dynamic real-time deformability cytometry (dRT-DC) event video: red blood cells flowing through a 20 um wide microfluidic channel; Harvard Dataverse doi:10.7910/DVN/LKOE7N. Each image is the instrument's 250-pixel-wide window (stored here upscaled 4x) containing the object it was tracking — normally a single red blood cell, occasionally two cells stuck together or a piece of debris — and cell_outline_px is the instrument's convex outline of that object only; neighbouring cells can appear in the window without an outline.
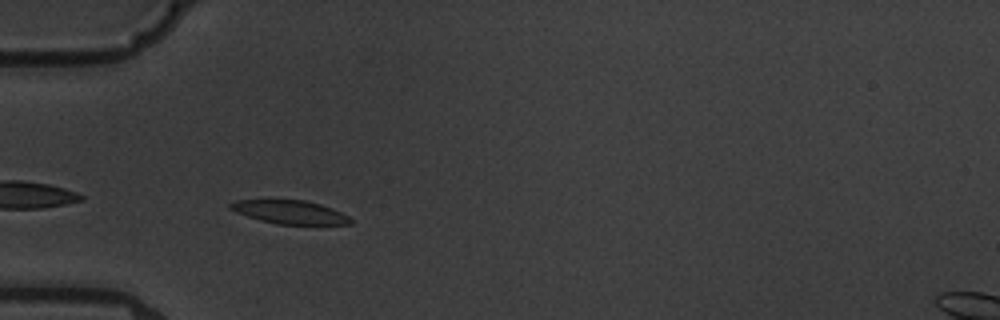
{"species": "common noctule bat (a hibernating species)", "species_latin": "Nyctalus noctula", "temperature_condition": "warm", "stored_images_in_passage": 6, "camera_frame_rate_fps": 3000, "um_per_image_px": 0.085, "animal": {"sex": "male", "body_mass_g": 19.5, "forearm_length_mm": 54.6}, "frame": {"image": 1, "passage_image": 4, "time_ms": 3.333, "image_size_px": [1000, 320], "cell_outline_px": [[352, 224], [280, 224], [260, 220], [236, 212], [228, 208], [228, 204], [236, 200], [268, 196], [272, 196], [304, 200], [320, 204], [340, 212], [348, 216], [352, 220]], "centroid_in_image_um": [24.51, 17.95], "position_along_channel_um": 60.5, "area_um2": 17.22}}
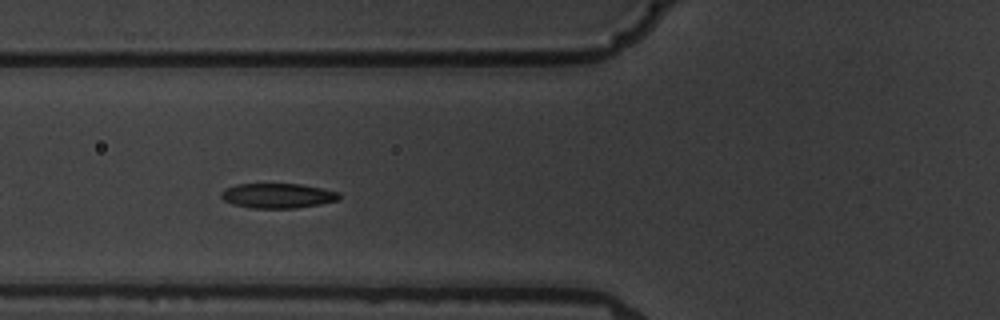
{"frame": {"image": 2, "passage_image": 5, "time_ms": 4.667, "image_size_px": [1000, 320], "cell_outline_px": [[340, 200], [320, 204], [296, 208], [252, 208], [232, 204], [224, 200], [220, 196], [220, 192], [224, 188], [236, 184], [300, 184], [340, 192]], "centroid_in_image_um": [23.59, 16.63], "position_along_channel_um": 102.2, "area_um2": 17.17}}
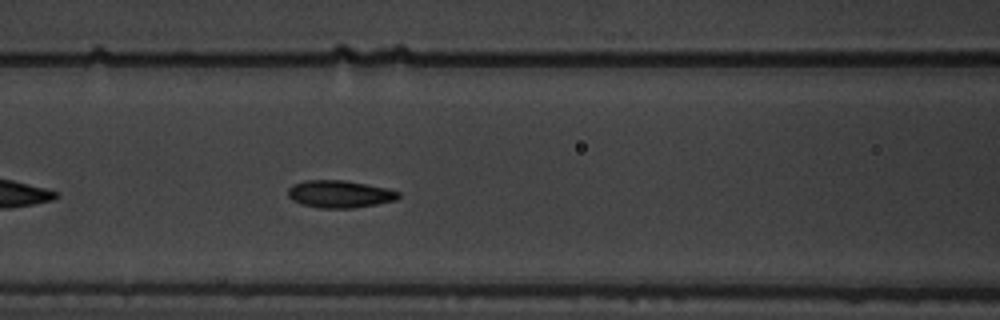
{"frame": {"image": 3, "passage_image": 6, "time_ms": 5.667, "image_size_px": [1000, 320], "cell_outline_px": [[400, 196], [396, 200], [376, 204], [352, 208], [320, 208], [300, 204], [292, 200], [288, 196], [288, 188], [292, 184], [304, 180], [344, 180], [388, 188], [400, 192]], "centroid_in_image_um": [28.85, 16.49], "position_along_channel_um": 137.7, "area_um2": 17.74}}